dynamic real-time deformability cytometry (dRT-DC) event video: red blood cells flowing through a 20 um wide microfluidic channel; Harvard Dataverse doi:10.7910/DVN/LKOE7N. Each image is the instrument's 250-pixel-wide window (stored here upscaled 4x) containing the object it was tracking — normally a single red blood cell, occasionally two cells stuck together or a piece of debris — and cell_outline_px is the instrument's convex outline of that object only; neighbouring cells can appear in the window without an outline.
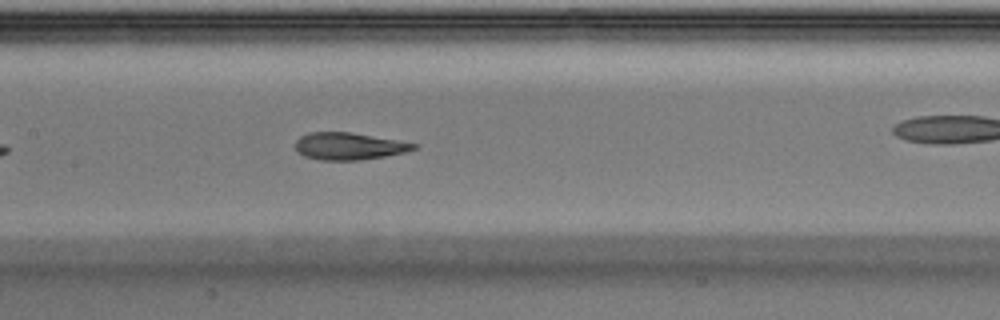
{"species": "Egyptian fruit bat (a non-hibernating species)", "species_latin": "Rousettus aegyptiacus", "temperature_condition": "warm", "stored_images_in_passage": 32, "camera_frame_rate_fps": 3000, "um_per_image_px": 0.085, "animal": {"sex": "male"}, "frame": {"image": 1, "passage_image": 10, "time_ms": 3.0, "image_size_px": [1000, 320], "cell_outline_px": [[416, 148], [404, 152], [384, 156], [360, 160], [320, 160], [304, 156], [296, 152], [296, 140], [300, 136], [308, 132], [352, 132], [396, 140], [416, 144]], "centroid_in_image_um": [29.59, 12.42], "position_along_channel_um": 177.8, "area_um2": 18.61}}